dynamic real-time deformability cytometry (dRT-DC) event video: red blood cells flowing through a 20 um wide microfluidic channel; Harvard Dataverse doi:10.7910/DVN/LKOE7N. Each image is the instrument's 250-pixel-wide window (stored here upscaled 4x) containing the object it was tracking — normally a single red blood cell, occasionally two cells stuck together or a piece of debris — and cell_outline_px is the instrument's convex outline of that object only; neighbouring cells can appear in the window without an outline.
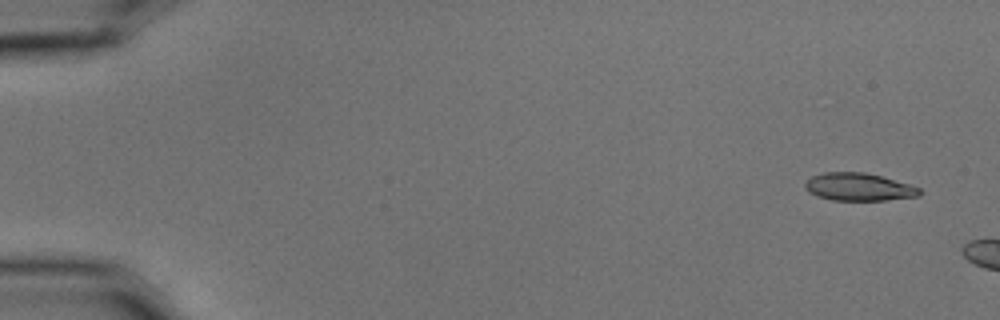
{"species": "common noctule bat (a hibernating species)", "species_latin": "Nyctalus noctula", "temperature_condition": "cold", "stored_images_in_passage": 3, "camera_frame_rate_fps": 3000, "um_per_image_px": 0.085, "animal": {"sex": "male", "body_mass_g": 15.6}, "frame": {"image": 1, "passage_image": 1, "time_ms": 0.0, "image_size_px": [1000, 320], "cell_outline_px": [[920, 196], [884, 200], [832, 200], [816, 196], [808, 192], [804, 188], [804, 184], [812, 176], [824, 172], [864, 172], [880, 176], [908, 184], [920, 188]], "centroid_in_image_um": [72.95, 15.89], "position_along_channel_um": 12.1, "area_um2": 18.38}}